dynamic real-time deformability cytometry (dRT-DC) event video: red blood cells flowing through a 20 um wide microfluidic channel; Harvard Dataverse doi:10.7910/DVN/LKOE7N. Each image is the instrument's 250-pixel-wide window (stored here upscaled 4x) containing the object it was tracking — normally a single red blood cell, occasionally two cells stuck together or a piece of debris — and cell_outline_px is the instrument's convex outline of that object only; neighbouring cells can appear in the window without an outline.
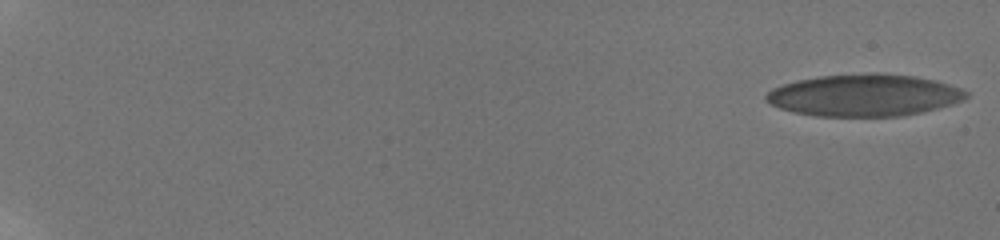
{"species": "human", "species_latin": "Homo sapiens", "temperature_condition": "room temperature", "stored_images_in_passage": 8, "camera_frame_rate_fps": 3000, "um_per_image_px": 0.085, "donor": {"sex": "male"}, "frame": {"image": 1, "passage_image": 1, "time_ms": 0.0, "image_size_px": [1000, 240], "cell_outline_px": [[968, 96], [964, 100], [952, 104], [920, 112], [900, 116], [816, 116], [796, 112], [780, 108], [764, 100], [764, 96], [772, 88], [796, 80], [820, 76], [876, 72], [880, 72], [916, 76], [936, 80], [960, 88], [968, 92]], "centroid_in_image_um": [73.46, 8.08], "position_along_channel_um": 11.5, "area_um2": 49.01}}
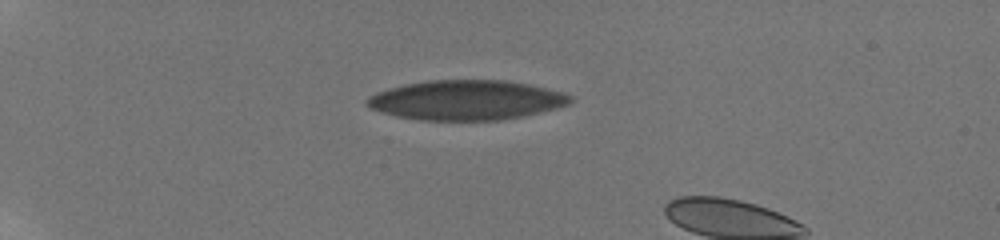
{"frame": {"image": 2, "passage_image": 7, "time_ms": 5.667, "image_size_px": [1000, 240], "cell_outline_px": [[572, 100], [568, 104], [556, 108], [540, 112], [500, 120], [420, 120], [396, 116], [372, 108], [364, 104], [364, 100], [368, 96], [376, 92], [404, 84], [428, 80], [504, 80], [528, 84], [564, 92], [572, 96]], "centroid_in_image_um": [39.61, 8.5], "position_along_channel_um": 45.4, "area_um2": 46.99}}